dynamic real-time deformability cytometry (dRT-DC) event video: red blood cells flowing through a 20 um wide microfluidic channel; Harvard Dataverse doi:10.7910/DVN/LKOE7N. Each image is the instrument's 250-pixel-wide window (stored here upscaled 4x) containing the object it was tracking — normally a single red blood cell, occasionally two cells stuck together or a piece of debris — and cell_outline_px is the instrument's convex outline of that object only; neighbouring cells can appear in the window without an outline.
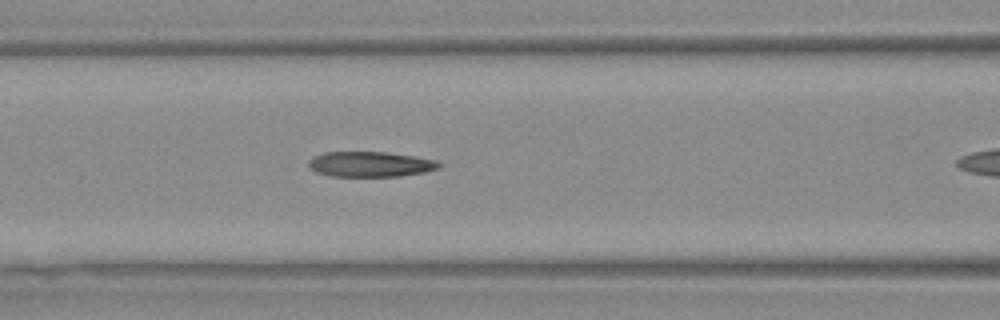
{"species": "Egyptian fruit bat (a non-hibernating species)", "species_latin": "Rousettus aegyptiacus", "temperature_condition": "warm", "stored_images_in_passage": 21, "camera_frame_rate_fps": 3000, "um_per_image_px": 0.085, "animal": {"sex": "female"}, "frame": {"image": 1, "passage_image": 10, "time_ms": 3.0, "image_size_px": [1000, 320], "cell_outline_px": [[440, 164], [436, 168], [424, 172], [400, 176], [332, 176], [316, 172], [308, 164], [308, 160], [324, 152], [388, 152], [436, 160]], "centroid_in_image_um": [31.45, 13.95], "position_along_channel_um": 135.2, "area_um2": 18.9}}